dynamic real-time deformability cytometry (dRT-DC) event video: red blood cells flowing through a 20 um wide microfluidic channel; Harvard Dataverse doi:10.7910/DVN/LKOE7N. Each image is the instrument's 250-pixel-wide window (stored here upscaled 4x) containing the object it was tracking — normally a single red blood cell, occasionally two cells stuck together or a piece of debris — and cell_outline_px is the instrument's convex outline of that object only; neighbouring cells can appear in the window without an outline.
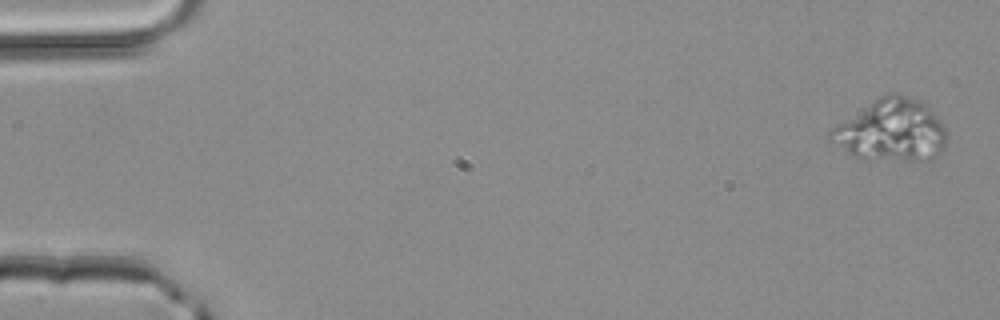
{"species": "common noctule bat (a hibernating species)", "species_latin": "Nyctalus noctula", "temperature_condition": "room temperature", "stored_images_in_passage": 4, "camera_frame_rate_fps": 3000, "um_per_image_px": 0.085, "animal": {"sex": "male", "body_mass_g": 20.4}, "frame": {"image": 1, "passage_image": 1, "time_ms": 0.0, "image_size_px": [1000, 320], "cell_outline_px": [[948, 132], [944, 148], [932, 160], [860, 160], [852, 156], [832, 144], [828, 140], [828, 132], [832, 128], [880, 96], [888, 92], [900, 92], [920, 100], [940, 120]], "centroid_in_image_um": [75.75, 11.11], "position_along_channel_um": 9.3, "area_um2": 42.48}}
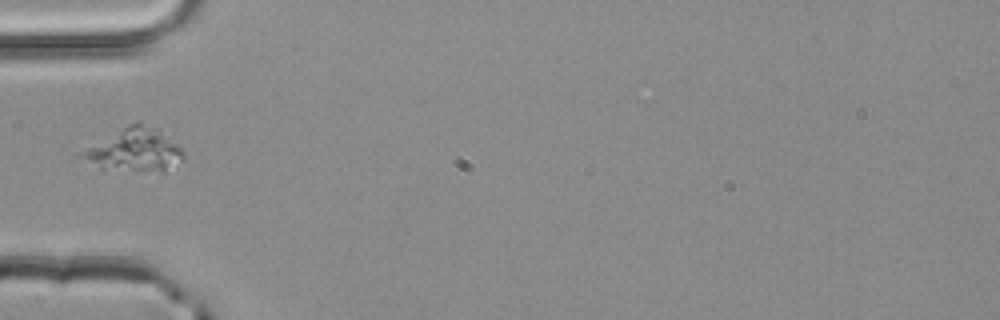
{"frame": {"image": 2, "passage_image": 4, "time_ms": 1.0, "image_size_px": [1000, 320], "cell_outline_px": [[184, 156], [180, 160], [164, 172], [100, 168], [80, 156], [88, 148], [128, 124], [140, 124], [156, 128], [180, 148], [184, 152]], "centroid_in_image_um": [11.47, 12.77], "position_along_channel_um": 73.5, "area_um2": 24.1}}